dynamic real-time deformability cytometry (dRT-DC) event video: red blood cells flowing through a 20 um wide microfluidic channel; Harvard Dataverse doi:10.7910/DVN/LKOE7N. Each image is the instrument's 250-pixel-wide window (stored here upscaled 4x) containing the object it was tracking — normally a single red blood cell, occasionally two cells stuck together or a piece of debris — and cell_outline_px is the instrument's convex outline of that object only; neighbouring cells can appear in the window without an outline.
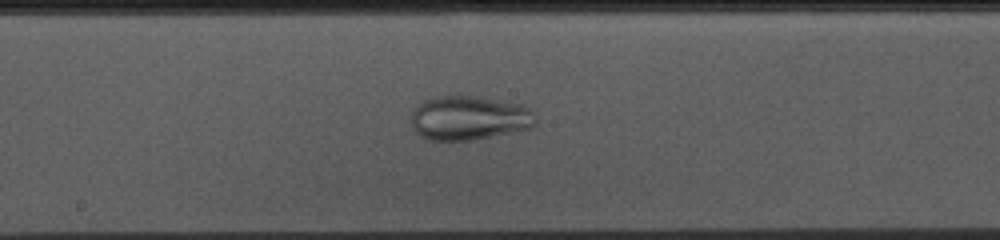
{"species": "common noctule bat (a hibernating species)", "species_latin": "Nyctalus noctula", "temperature_condition": "cold", "stored_images_in_passage": 49, "camera_frame_rate_fps": 3000, "um_per_image_px": 0.085, "animal": {"sex": "female", "body_mass_g": 10.0, "forearm_length_mm": 53.1}, "frame": {"image": 1, "passage_image": 23, "time_ms": 7.333, "image_size_px": [1000, 240], "cell_outline_px": [[536, 124], [532, 128], [472, 140], [428, 140], [420, 136], [412, 128], [412, 112], [424, 100], [436, 96], [476, 96], [520, 104], [528, 108], [536, 116]], "centroid_in_image_um": [39.88, 10.03], "position_along_channel_um": 208.3, "area_um2": 32.02}}
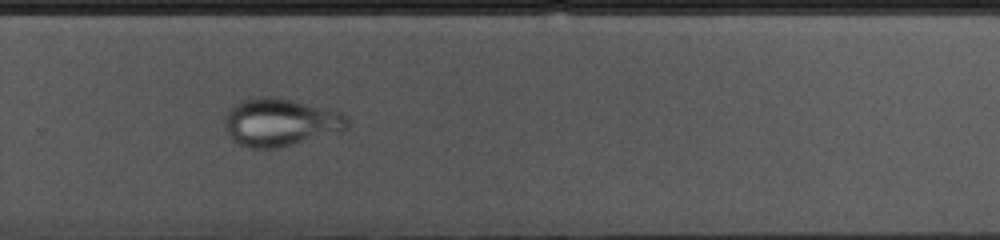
{"frame": {"image": 2, "passage_image": 31, "time_ms": 10.0, "image_size_px": [1000, 240], "cell_outline_px": [[348, 128], [340, 132], [276, 148], [252, 148], [240, 144], [228, 132], [224, 124], [224, 116], [228, 108], [232, 104], [240, 100], [256, 96], [272, 96], [292, 100], [328, 108], [340, 112], [348, 116]], "centroid_in_image_um": [23.82, 10.36], "position_along_channel_um": 306.0, "area_um2": 34.28}}
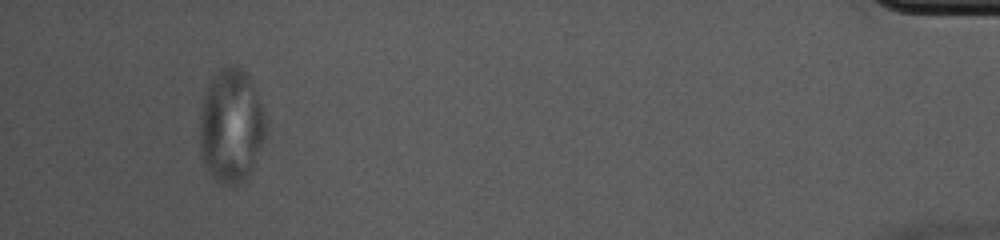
{"frame": {"image": 3, "passage_image": 46, "time_ms": 15.0, "image_size_px": [1000, 240], "cell_outline_px": [[264, 136], [248, 172], [244, 180], [240, 184], [224, 184], [216, 180], [212, 176], [200, 156], [200, 108], [208, 84], [216, 72], [224, 68], [240, 68], [252, 80], [264, 112]], "centroid_in_image_um": [19.6, 10.69], "position_along_channel_um": 415.6, "area_um2": 42.77}}